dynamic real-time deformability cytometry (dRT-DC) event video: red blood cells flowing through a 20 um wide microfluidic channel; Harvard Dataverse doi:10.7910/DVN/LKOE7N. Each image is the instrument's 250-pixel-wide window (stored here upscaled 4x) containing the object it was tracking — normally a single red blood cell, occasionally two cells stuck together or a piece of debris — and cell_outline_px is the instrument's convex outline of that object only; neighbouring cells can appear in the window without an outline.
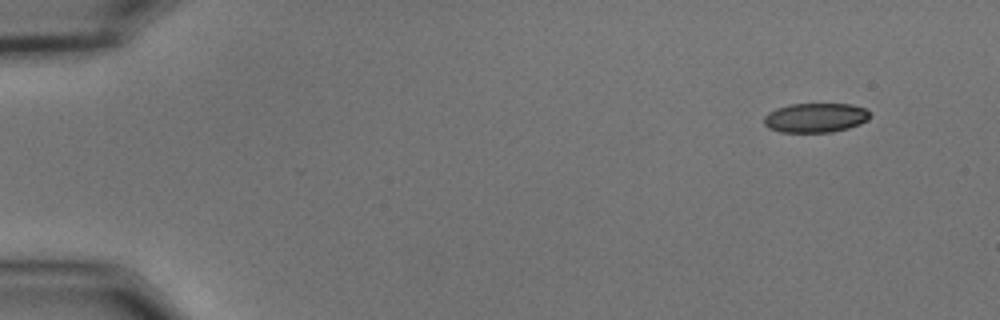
{"species": "common noctule bat (a hibernating species)", "species_latin": "Nyctalus noctula", "temperature_condition": "cold", "stored_images_in_passage": 52, "camera_frame_rate_fps": 3000, "um_per_image_px": 0.085, "animal": {"sex": "male", "body_mass_g": 15.6}, "frame": {"image": 1, "passage_image": 1, "time_ms": 0.0, "image_size_px": [1000, 320], "cell_outline_px": [[868, 120], [860, 124], [848, 128], [832, 132], [780, 132], [768, 128], [764, 124], [764, 116], [768, 112], [776, 108], [788, 104], [852, 104], [864, 108], [868, 112]], "centroid_in_image_um": [69.28, 10.01], "position_along_channel_um": 15.7, "area_um2": 18.21}}
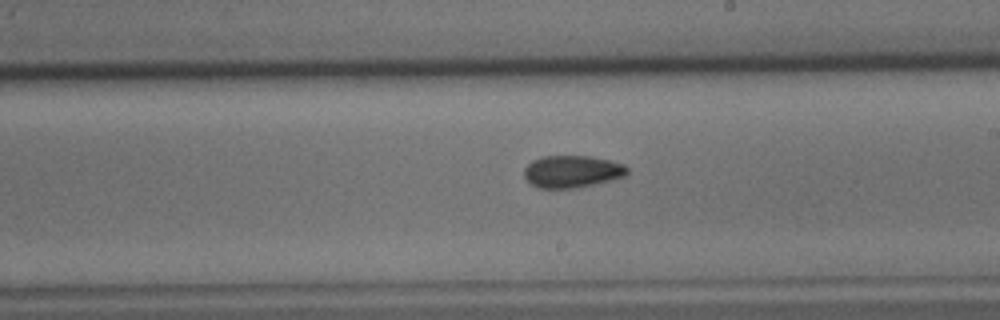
{"frame": {"image": 2, "passage_image": 29, "time_ms": 9.333, "image_size_px": [1000, 320], "cell_outline_px": [[628, 172], [624, 176], [596, 184], [576, 188], [540, 188], [532, 184], [524, 176], [524, 168], [532, 160], [540, 156], [592, 156], [624, 164], [628, 168]], "centroid_in_image_um": [48.62, 14.57], "position_along_channel_um": 240.4, "area_um2": 19.36}}
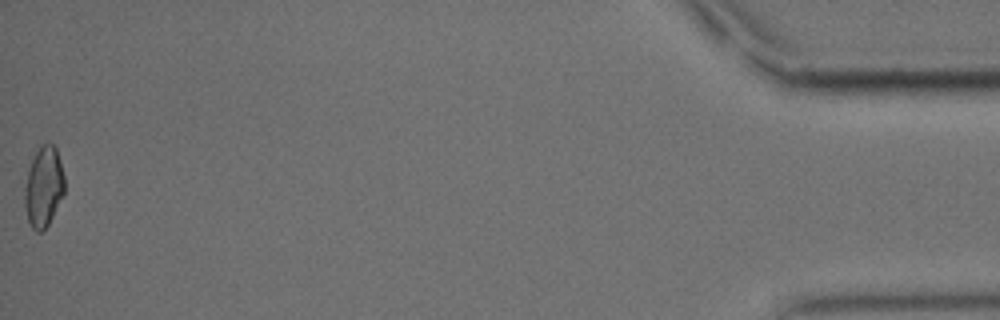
{"frame": {"image": 3, "passage_image": 52, "time_ms": 17.0, "image_size_px": [1000, 320], "cell_outline_px": [[64, 192], [48, 224], [40, 232], [36, 232], [32, 228], [28, 220], [24, 204], [24, 188], [28, 172], [32, 160], [40, 144], [52, 144], [56, 148], [64, 176]], "centroid_in_image_um": [3.69, 15.88], "position_along_channel_um": 431.5, "area_um2": 18.32}, "authors_computed_cell_mechanics": {"area_um2": 19.1318, "velocity_mm_per_s": 3.653, "shape_relaxation_time_tau1_ms": 6.8516, "shape_relaxation_time_tau2_ms": 5.4263, "deformation_change_tau1": 0.1196, "deformation_change_tau2": 0.0991}}